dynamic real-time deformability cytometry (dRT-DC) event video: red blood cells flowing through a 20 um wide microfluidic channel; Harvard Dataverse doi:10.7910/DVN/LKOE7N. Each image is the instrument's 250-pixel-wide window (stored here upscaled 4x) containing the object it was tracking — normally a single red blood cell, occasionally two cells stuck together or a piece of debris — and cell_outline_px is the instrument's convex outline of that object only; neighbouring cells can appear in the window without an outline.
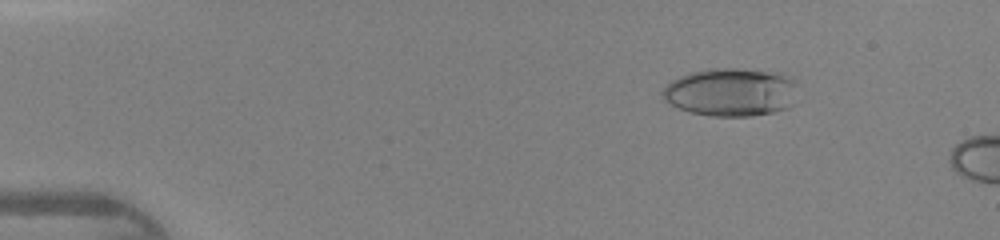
{"species": "human", "species_latin": "Homo sapiens", "temperature_condition": "warm", "stored_images_in_passage": 11, "camera_frame_rate_fps": 3000, "um_per_image_px": 0.085, "donor": {"sex": "female"}, "frame": {"image": 1, "passage_image": 7, "time_ms": 2.0, "image_size_px": [1000, 240], "cell_outline_px": [[796, 84], [792, 104], [788, 108], [772, 112], [752, 116], [712, 116], [692, 112], [680, 108], [664, 100], [660, 96], [660, 92], [672, 80], [680, 76], [692, 72], [708, 68], [736, 68], [784, 72], [792, 76], [796, 80]], "centroid_in_image_um": [62.16, 7.81], "position_along_channel_um": 22.8, "area_um2": 38.32}}